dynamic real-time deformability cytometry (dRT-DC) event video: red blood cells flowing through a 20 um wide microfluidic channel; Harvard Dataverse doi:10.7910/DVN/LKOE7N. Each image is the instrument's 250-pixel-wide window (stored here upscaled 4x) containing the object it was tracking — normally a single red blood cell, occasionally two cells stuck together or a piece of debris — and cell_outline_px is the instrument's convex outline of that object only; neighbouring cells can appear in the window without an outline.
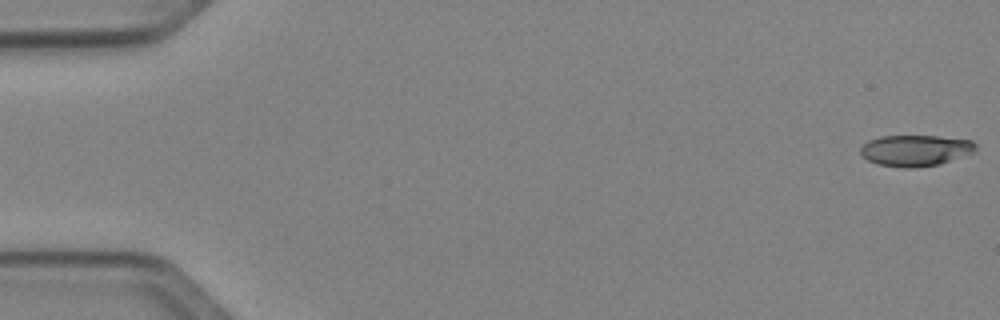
{"species": "Egyptian fruit bat (a non-hibernating species)", "species_latin": "Rousettus aegyptiacus", "temperature_condition": "cold", "stored_images_in_passage": 51, "camera_frame_rate_fps": 3000, "um_per_image_px": 0.085, "animal": {"sex": "female"}, "frame": {"image": 1, "passage_image": 1, "time_ms": 0.0, "image_size_px": [1000, 320], "cell_outline_px": [[976, 152], [936, 164], [916, 168], [900, 168], [876, 164], [860, 156], [860, 148], [868, 140], [880, 136], [940, 136], [972, 140], [976, 144]], "centroid_in_image_um": [77.78, 12.79], "position_along_channel_um": 7.2, "area_um2": 21.1}}
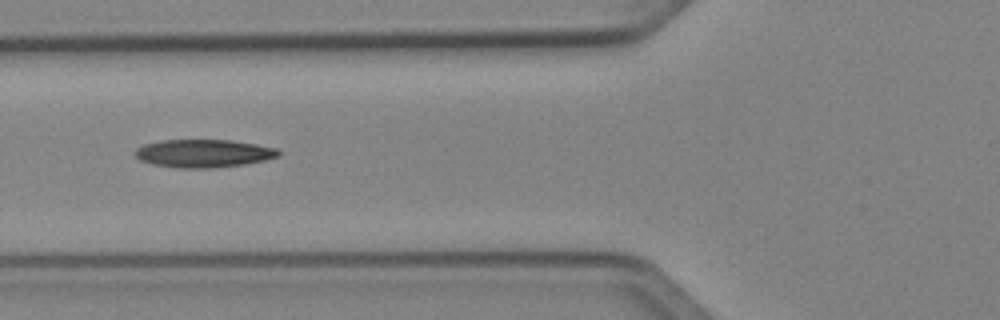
{"frame": {"image": 2, "passage_image": 20, "time_ms": 6.333, "image_size_px": [1000, 320], "cell_outline_px": [[280, 156], [264, 160], [244, 164], [216, 168], [176, 168], [152, 164], [140, 160], [136, 156], [136, 148], [144, 144], [160, 140], [232, 140], [256, 144], [276, 148], [280, 152]], "centroid_in_image_um": [17.3, 13.04], "position_along_channel_um": 108.5, "area_um2": 23.47}}
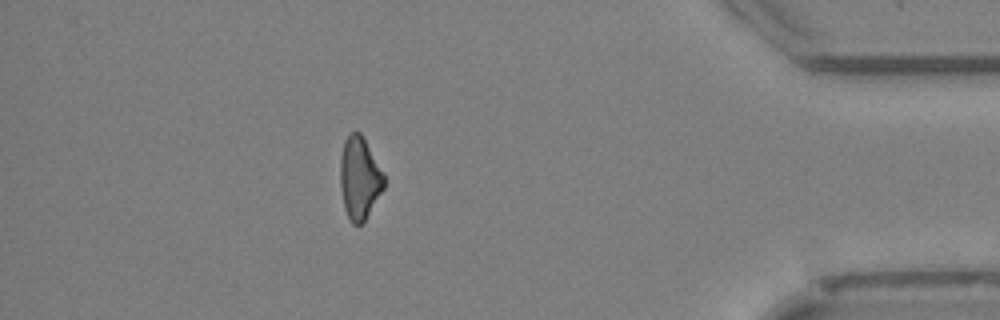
{"frame": {"image": 3, "passage_image": 45, "time_ms": 14.667, "image_size_px": [1000, 320], "cell_outline_px": [[384, 188], [364, 220], [360, 224], [352, 224], [348, 220], [344, 208], [340, 188], [340, 156], [344, 140], [348, 132], [360, 132], [384, 172]], "centroid_in_image_um": [30.53, 15.12], "position_along_channel_um": 404.7, "area_um2": 21.15}, "authors_computed_cell_mechanics": {"area_um2": 21.964, "velocity_mm_per_s": 4.0713, "shape_relaxation_time_tau1_ms": 7.902, "shape_relaxation_time_tau2_ms": null, "deformation_change_tau1": 0.1686, "deformation_change_tau2": null}}